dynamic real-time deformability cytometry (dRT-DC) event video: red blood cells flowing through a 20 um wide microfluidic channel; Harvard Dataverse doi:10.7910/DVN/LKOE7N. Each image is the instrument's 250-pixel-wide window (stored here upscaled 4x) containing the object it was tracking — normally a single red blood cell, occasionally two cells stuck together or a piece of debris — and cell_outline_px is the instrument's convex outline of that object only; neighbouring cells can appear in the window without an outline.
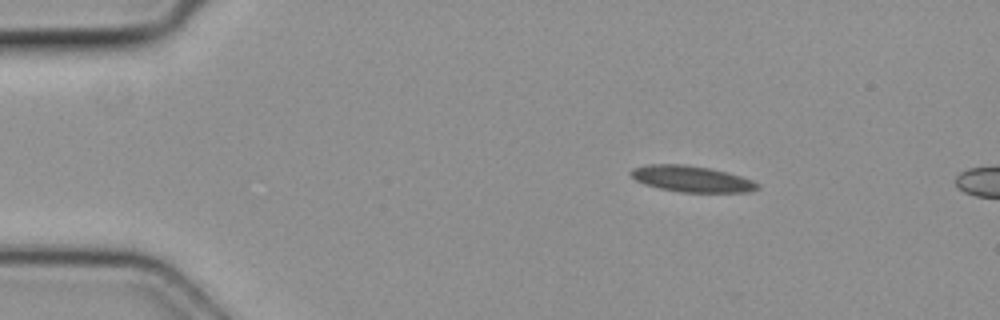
{"species": "common noctule bat (a hibernating species)", "species_latin": "Nyctalus noctula", "temperature_condition": "cold", "stored_images_in_passage": 2, "camera_frame_rate_fps": 3000, "um_per_image_px": 0.085, "animal": {"sex": "female", "body_mass_g": 19.3, "forearm_length_mm": 54.1}, "frame": {"image": 1, "passage_image": 1, "time_ms": 0.0, "image_size_px": [1000, 320], "cell_outline_px": [[760, 188], [748, 192], [680, 192], [660, 188], [644, 184], [636, 180], [628, 172], [632, 168], [648, 164], [684, 164], [708, 168], [728, 172], [752, 180], [760, 184]], "centroid_in_image_um": [58.78, 15.2], "position_along_channel_um": 26.2, "area_um2": 19.31}}